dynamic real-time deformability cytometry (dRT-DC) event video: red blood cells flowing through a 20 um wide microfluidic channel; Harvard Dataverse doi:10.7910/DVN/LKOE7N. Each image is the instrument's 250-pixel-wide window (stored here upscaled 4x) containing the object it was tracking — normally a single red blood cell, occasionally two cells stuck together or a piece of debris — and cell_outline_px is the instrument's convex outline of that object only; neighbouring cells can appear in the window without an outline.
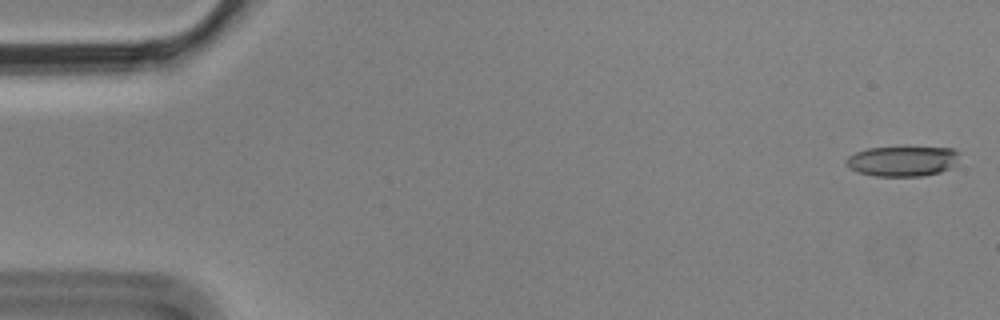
{"species": "Egyptian fruit bat (a non-hibernating species)", "species_latin": "Rousettus aegyptiacus", "temperature_condition": "cold", "stored_images_in_passage": 6, "segment_of_instrument_passage": [2, 2], "camera_frame_rate_fps": 3000, "um_per_image_px": 0.085, "animal": {"sex": "male"}, "frame": {"image": 1, "passage_image": 6, "time_ms": 1.667, "image_size_px": [1000, 320], "cell_outline_px": [[960, 152], [952, 164], [948, 168], [940, 172], [924, 176], [876, 176], [856, 172], [848, 168], [844, 164], [844, 160], [848, 156], [856, 152], [868, 148], [952, 148]], "centroid_in_image_um": [76.61, 13.71], "position_along_channel_um": 8.4, "area_um2": 19.71}}